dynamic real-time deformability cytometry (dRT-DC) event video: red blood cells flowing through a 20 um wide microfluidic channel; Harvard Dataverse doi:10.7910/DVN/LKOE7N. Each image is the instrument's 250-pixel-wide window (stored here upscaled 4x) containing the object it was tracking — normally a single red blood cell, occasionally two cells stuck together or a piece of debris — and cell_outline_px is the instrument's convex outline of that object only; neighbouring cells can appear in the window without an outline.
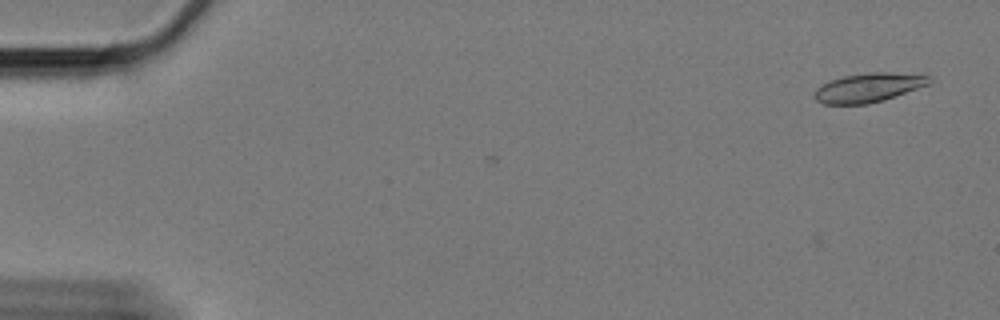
{"species": "Egyptian fruit bat (a non-hibernating species)", "species_latin": "Rousettus aegyptiacus", "temperature_condition": "cold", "stored_images_in_passage": 4, "camera_frame_rate_fps": 3000, "um_per_image_px": 0.085, "animal": {"sex": "female"}, "frame": {"image": 1, "passage_image": 1, "time_ms": 0.0, "image_size_px": [1000, 320], "cell_outline_px": [[932, 80], [928, 84], [884, 100], [868, 104], [824, 104], [816, 100], [812, 96], [812, 92], [816, 88], [828, 80], [844, 76], [868, 72], [888, 72], [928, 76]], "centroid_in_image_um": [73.73, 7.45], "position_along_channel_um": 11.3, "area_um2": 19.42}}